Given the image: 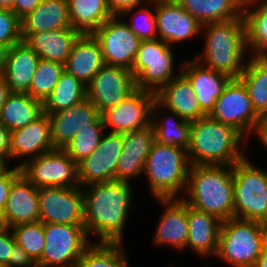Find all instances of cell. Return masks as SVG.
Masks as SVG:
<instances>
[{
  "label": "cell",
  "mask_w": 267,
  "mask_h": 267,
  "mask_svg": "<svg viewBox=\"0 0 267 267\" xmlns=\"http://www.w3.org/2000/svg\"><path fill=\"white\" fill-rule=\"evenodd\" d=\"M84 226L95 242L124 243V230L132 206V184L126 181L92 183L82 187Z\"/></svg>",
  "instance_id": "1"
},
{
  "label": "cell",
  "mask_w": 267,
  "mask_h": 267,
  "mask_svg": "<svg viewBox=\"0 0 267 267\" xmlns=\"http://www.w3.org/2000/svg\"><path fill=\"white\" fill-rule=\"evenodd\" d=\"M201 35L205 37V44L194 58L212 70L239 78L248 60L244 16L205 24Z\"/></svg>",
  "instance_id": "2"
},
{
  "label": "cell",
  "mask_w": 267,
  "mask_h": 267,
  "mask_svg": "<svg viewBox=\"0 0 267 267\" xmlns=\"http://www.w3.org/2000/svg\"><path fill=\"white\" fill-rule=\"evenodd\" d=\"M246 138L231 125L209 115L191 122L187 156L190 165L233 166L244 159L242 144Z\"/></svg>",
  "instance_id": "3"
},
{
  "label": "cell",
  "mask_w": 267,
  "mask_h": 267,
  "mask_svg": "<svg viewBox=\"0 0 267 267\" xmlns=\"http://www.w3.org/2000/svg\"><path fill=\"white\" fill-rule=\"evenodd\" d=\"M181 199L189 206L212 214L221 221L233 218V166L190 165Z\"/></svg>",
  "instance_id": "4"
},
{
  "label": "cell",
  "mask_w": 267,
  "mask_h": 267,
  "mask_svg": "<svg viewBox=\"0 0 267 267\" xmlns=\"http://www.w3.org/2000/svg\"><path fill=\"white\" fill-rule=\"evenodd\" d=\"M189 168L186 149L155 141L146 159L143 176H146L151 195L156 199L181 198Z\"/></svg>",
  "instance_id": "5"
},
{
  "label": "cell",
  "mask_w": 267,
  "mask_h": 267,
  "mask_svg": "<svg viewBox=\"0 0 267 267\" xmlns=\"http://www.w3.org/2000/svg\"><path fill=\"white\" fill-rule=\"evenodd\" d=\"M266 236L264 223L239 218L224 220L215 258L233 267H254L263 252Z\"/></svg>",
  "instance_id": "6"
},
{
  "label": "cell",
  "mask_w": 267,
  "mask_h": 267,
  "mask_svg": "<svg viewBox=\"0 0 267 267\" xmlns=\"http://www.w3.org/2000/svg\"><path fill=\"white\" fill-rule=\"evenodd\" d=\"M233 218L267 225V170L254 166L248 156L233 165Z\"/></svg>",
  "instance_id": "7"
},
{
  "label": "cell",
  "mask_w": 267,
  "mask_h": 267,
  "mask_svg": "<svg viewBox=\"0 0 267 267\" xmlns=\"http://www.w3.org/2000/svg\"><path fill=\"white\" fill-rule=\"evenodd\" d=\"M173 47L160 40H142L131 69L137 89L157 93L181 73L174 72Z\"/></svg>",
  "instance_id": "8"
},
{
  "label": "cell",
  "mask_w": 267,
  "mask_h": 267,
  "mask_svg": "<svg viewBox=\"0 0 267 267\" xmlns=\"http://www.w3.org/2000/svg\"><path fill=\"white\" fill-rule=\"evenodd\" d=\"M44 250L37 267H77L92 243L84 225L44 223Z\"/></svg>",
  "instance_id": "9"
},
{
  "label": "cell",
  "mask_w": 267,
  "mask_h": 267,
  "mask_svg": "<svg viewBox=\"0 0 267 267\" xmlns=\"http://www.w3.org/2000/svg\"><path fill=\"white\" fill-rule=\"evenodd\" d=\"M209 116L233 126L246 138L256 133L262 120L254 110L246 86L239 78H232L225 86Z\"/></svg>",
  "instance_id": "10"
},
{
  "label": "cell",
  "mask_w": 267,
  "mask_h": 267,
  "mask_svg": "<svg viewBox=\"0 0 267 267\" xmlns=\"http://www.w3.org/2000/svg\"><path fill=\"white\" fill-rule=\"evenodd\" d=\"M22 175L37 188L78 187V164L63 150L31 158L21 166Z\"/></svg>",
  "instance_id": "11"
},
{
  "label": "cell",
  "mask_w": 267,
  "mask_h": 267,
  "mask_svg": "<svg viewBox=\"0 0 267 267\" xmlns=\"http://www.w3.org/2000/svg\"><path fill=\"white\" fill-rule=\"evenodd\" d=\"M40 221L84 225V196L78 187L38 188Z\"/></svg>",
  "instance_id": "12"
},
{
  "label": "cell",
  "mask_w": 267,
  "mask_h": 267,
  "mask_svg": "<svg viewBox=\"0 0 267 267\" xmlns=\"http://www.w3.org/2000/svg\"><path fill=\"white\" fill-rule=\"evenodd\" d=\"M93 35L100 42L105 65L131 70L141 39L120 16H112Z\"/></svg>",
  "instance_id": "13"
},
{
  "label": "cell",
  "mask_w": 267,
  "mask_h": 267,
  "mask_svg": "<svg viewBox=\"0 0 267 267\" xmlns=\"http://www.w3.org/2000/svg\"><path fill=\"white\" fill-rule=\"evenodd\" d=\"M156 93L136 89L118 105L101 113L103 125L114 133L132 132L151 125Z\"/></svg>",
  "instance_id": "14"
},
{
  "label": "cell",
  "mask_w": 267,
  "mask_h": 267,
  "mask_svg": "<svg viewBox=\"0 0 267 267\" xmlns=\"http://www.w3.org/2000/svg\"><path fill=\"white\" fill-rule=\"evenodd\" d=\"M136 89L135 78L131 70L104 65L87 84V98L102 113L118 105Z\"/></svg>",
  "instance_id": "15"
},
{
  "label": "cell",
  "mask_w": 267,
  "mask_h": 267,
  "mask_svg": "<svg viewBox=\"0 0 267 267\" xmlns=\"http://www.w3.org/2000/svg\"><path fill=\"white\" fill-rule=\"evenodd\" d=\"M123 143V133L104 132L97 148L78 163V180L81 187L116 180Z\"/></svg>",
  "instance_id": "16"
},
{
  "label": "cell",
  "mask_w": 267,
  "mask_h": 267,
  "mask_svg": "<svg viewBox=\"0 0 267 267\" xmlns=\"http://www.w3.org/2000/svg\"><path fill=\"white\" fill-rule=\"evenodd\" d=\"M157 39L170 46L201 34L202 25L175 0H155Z\"/></svg>",
  "instance_id": "17"
},
{
  "label": "cell",
  "mask_w": 267,
  "mask_h": 267,
  "mask_svg": "<svg viewBox=\"0 0 267 267\" xmlns=\"http://www.w3.org/2000/svg\"><path fill=\"white\" fill-rule=\"evenodd\" d=\"M47 114L55 149H64L79 130L90 128V124L101 117L97 107L88 98L68 109Z\"/></svg>",
  "instance_id": "18"
},
{
  "label": "cell",
  "mask_w": 267,
  "mask_h": 267,
  "mask_svg": "<svg viewBox=\"0 0 267 267\" xmlns=\"http://www.w3.org/2000/svg\"><path fill=\"white\" fill-rule=\"evenodd\" d=\"M180 67L181 73L192 85L201 110L210 115L216 100L232 78L228 74L204 66L194 57L183 61Z\"/></svg>",
  "instance_id": "19"
},
{
  "label": "cell",
  "mask_w": 267,
  "mask_h": 267,
  "mask_svg": "<svg viewBox=\"0 0 267 267\" xmlns=\"http://www.w3.org/2000/svg\"><path fill=\"white\" fill-rule=\"evenodd\" d=\"M157 200L164 209L155 230V245L184 251L188 240V204L181 198Z\"/></svg>",
  "instance_id": "20"
},
{
  "label": "cell",
  "mask_w": 267,
  "mask_h": 267,
  "mask_svg": "<svg viewBox=\"0 0 267 267\" xmlns=\"http://www.w3.org/2000/svg\"><path fill=\"white\" fill-rule=\"evenodd\" d=\"M155 142V132L151 125L124 133L123 149L118 160L116 180L132 182L142 177L146 159Z\"/></svg>",
  "instance_id": "21"
},
{
  "label": "cell",
  "mask_w": 267,
  "mask_h": 267,
  "mask_svg": "<svg viewBox=\"0 0 267 267\" xmlns=\"http://www.w3.org/2000/svg\"><path fill=\"white\" fill-rule=\"evenodd\" d=\"M54 149L47 113H43L33 122L23 128L12 131L10 134L11 162L13 159H25L18 164L16 163L18 167L27 160Z\"/></svg>",
  "instance_id": "22"
},
{
  "label": "cell",
  "mask_w": 267,
  "mask_h": 267,
  "mask_svg": "<svg viewBox=\"0 0 267 267\" xmlns=\"http://www.w3.org/2000/svg\"><path fill=\"white\" fill-rule=\"evenodd\" d=\"M3 225L9 228L22 223L40 221L38 188L22 173L13 181L1 213Z\"/></svg>",
  "instance_id": "23"
},
{
  "label": "cell",
  "mask_w": 267,
  "mask_h": 267,
  "mask_svg": "<svg viewBox=\"0 0 267 267\" xmlns=\"http://www.w3.org/2000/svg\"><path fill=\"white\" fill-rule=\"evenodd\" d=\"M39 61V55L23 41L8 49L2 76L9 93L28 94Z\"/></svg>",
  "instance_id": "24"
},
{
  "label": "cell",
  "mask_w": 267,
  "mask_h": 267,
  "mask_svg": "<svg viewBox=\"0 0 267 267\" xmlns=\"http://www.w3.org/2000/svg\"><path fill=\"white\" fill-rule=\"evenodd\" d=\"M222 221L209 213L199 211L188 205V240L186 248L196 255L215 258Z\"/></svg>",
  "instance_id": "25"
},
{
  "label": "cell",
  "mask_w": 267,
  "mask_h": 267,
  "mask_svg": "<svg viewBox=\"0 0 267 267\" xmlns=\"http://www.w3.org/2000/svg\"><path fill=\"white\" fill-rule=\"evenodd\" d=\"M156 100L183 120L193 122L207 116L199 106L192 85L182 73L156 93Z\"/></svg>",
  "instance_id": "26"
},
{
  "label": "cell",
  "mask_w": 267,
  "mask_h": 267,
  "mask_svg": "<svg viewBox=\"0 0 267 267\" xmlns=\"http://www.w3.org/2000/svg\"><path fill=\"white\" fill-rule=\"evenodd\" d=\"M25 42L41 59L66 64L81 33L72 27L37 33H21Z\"/></svg>",
  "instance_id": "27"
},
{
  "label": "cell",
  "mask_w": 267,
  "mask_h": 267,
  "mask_svg": "<svg viewBox=\"0 0 267 267\" xmlns=\"http://www.w3.org/2000/svg\"><path fill=\"white\" fill-rule=\"evenodd\" d=\"M104 65L100 42L93 34H81L72 47L65 70L87 85Z\"/></svg>",
  "instance_id": "28"
},
{
  "label": "cell",
  "mask_w": 267,
  "mask_h": 267,
  "mask_svg": "<svg viewBox=\"0 0 267 267\" xmlns=\"http://www.w3.org/2000/svg\"><path fill=\"white\" fill-rule=\"evenodd\" d=\"M72 27L68 0H42L21 19V33H37Z\"/></svg>",
  "instance_id": "29"
},
{
  "label": "cell",
  "mask_w": 267,
  "mask_h": 267,
  "mask_svg": "<svg viewBox=\"0 0 267 267\" xmlns=\"http://www.w3.org/2000/svg\"><path fill=\"white\" fill-rule=\"evenodd\" d=\"M151 124L154 128L156 142L187 150L190 137V121L183 120L175 112L165 109L155 100L152 108Z\"/></svg>",
  "instance_id": "30"
},
{
  "label": "cell",
  "mask_w": 267,
  "mask_h": 267,
  "mask_svg": "<svg viewBox=\"0 0 267 267\" xmlns=\"http://www.w3.org/2000/svg\"><path fill=\"white\" fill-rule=\"evenodd\" d=\"M43 113L40 100L30 94L10 93L1 109L0 122L12 132L25 127Z\"/></svg>",
  "instance_id": "31"
},
{
  "label": "cell",
  "mask_w": 267,
  "mask_h": 267,
  "mask_svg": "<svg viewBox=\"0 0 267 267\" xmlns=\"http://www.w3.org/2000/svg\"><path fill=\"white\" fill-rule=\"evenodd\" d=\"M202 26L228 21L243 15V6L237 0H175Z\"/></svg>",
  "instance_id": "32"
},
{
  "label": "cell",
  "mask_w": 267,
  "mask_h": 267,
  "mask_svg": "<svg viewBox=\"0 0 267 267\" xmlns=\"http://www.w3.org/2000/svg\"><path fill=\"white\" fill-rule=\"evenodd\" d=\"M72 28L81 34H93L113 15L107 0H68Z\"/></svg>",
  "instance_id": "33"
},
{
  "label": "cell",
  "mask_w": 267,
  "mask_h": 267,
  "mask_svg": "<svg viewBox=\"0 0 267 267\" xmlns=\"http://www.w3.org/2000/svg\"><path fill=\"white\" fill-rule=\"evenodd\" d=\"M239 79L246 86L256 113L267 117V56H248Z\"/></svg>",
  "instance_id": "34"
},
{
  "label": "cell",
  "mask_w": 267,
  "mask_h": 267,
  "mask_svg": "<svg viewBox=\"0 0 267 267\" xmlns=\"http://www.w3.org/2000/svg\"><path fill=\"white\" fill-rule=\"evenodd\" d=\"M243 16L247 56H267V0H255L243 7Z\"/></svg>",
  "instance_id": "35"
},
{
  "label": "cell",
  "mask_w": 267,
  "mask_h": 267,
  "mask_svg": "<svg viewBox=\"0 0 267 267\" xmlns=\"http://www.w3.org/2000/svg\"><path fill=\"white\" fill-rule=\"evenodd\" d=\"M87 98V85L66 70L59 78L54 90L43 102L44 113L68 109Z\"/></svg>",
  "instance_id": "36"
},
{
  "label": "cell",
  "mask_w": 267,
  "mask_h": 267,
  "mask_svg": "<svg viewBox=\"0 0 267 267\" xmlns=\"http://www.w3.org/2000/svg\"><path fill=\"white\" fill-rule=\"evenodd\" d=\"M123 243L92 242L77 267H130Z\"/></svg>",
  "instance_id": "37"
},
{
  "label": "cell",
  "mask_w": 267,
  "mask_h": 267,
  "mask_svg": "<svg viewBox=\"0 0 267 267\" xmlns=\"http://www.w3.org/2000/svg\"><path fill=\"white\" fill-rule=\"evenodd\" d=\"M105 131L100 117L95 123L90 124V128L79 130L63 150L78 164L97 148Z\"/></svg>",
  "instance_id": "38"
},
{
  "label": "cell",
  "mask_w": 267,
  "mask_h": 267,
  "mask_svg": "<svg viewBox=\"0 0 267 267\" xmlns=\"http://www.w3.org/2000/svg\"><path fill=\"white\" fill-rule=\"evenodd\" d=\"M64 70L65 65L40 58L28 94L44 102L54 90Z\"/></svg>",
  "instance_id": "39"
},
{
  "label": "cell",
  "mask_w": 267,
  "mask_h": 267,
  "mask_svg": "<svg viewBox=\"0 0 267 267\" xmlns=\"http://www.w3.org/2000/svg\"><path fill=\"white\" fill-rule=\"evenodd\" d=\"M134 7L125 11L120 17L124 18L129 15V21L126 23L130 29L141 40L157 39V24L155 16V0H149L140 6L139 9ZM136 10V11H135Z\"/></svg>",
  "instance_id": "40"
},
{
  "label": "cell",
  "mask_w": 267,
  "mask_h": 267,
  "mask_svg": "<svg viewBox=\"0 0 267 267\" xmlns=\"http://www.w3.org/2000/svg\"><path fill=\"white\" fill-rule=\"evenodd\" d=\"M11 230L16 243L37 262L42 256L45 245L44 223L41 221L22 223L11 227Z\"/></svg>",
  "instance_id": "41"
},
{
  "label": "cell",
  "mask_w": 267,
  "mask_h": 267,
  "mask_svg": "<svg viewBox=\"0 0 267 267\" xmlns=\"http://www.w3.org/2000/svg\"><path fill=\"white\" fill-rule=\"evenodd\" d=\"M21 41V19L11 9L0 8V43L10 48Z\"/></svg>",
  "instance_id": "42"
},
{
  "label": "cell",
  "mask_w": 267,
  "mask_h": 267,
  "mask_svg": "<svg viewBox=\"0 0 267 267\" xmlns=\"http://www.w3.org/2000/svg\"><path fill=\"white\" fill-rule=\"evenodd\" d=\"M15 244L16 240L11 228L0 227V265L5 267L8 264L9 256L12 254Z\"/></svg>",
  "instance_id": "43"
},
{
  "label": "cell",
  "mask_w": 267,
  "mask_h": 267,
  "mask_svg": "<svg viewBox=\"0 0 267 267\" xmlns=\"http://www.w3.org/2000/svg\"><path fill=\"white\" fill-rule=\"evenodd\" d=\"M21 174V169L18 166L12 168L5 174L0 176V213L5 208L13 181Z\"/></svg>",
  "instance_id": "44"
},
{
  "label": "cell",
  "mask_w": 267,
  "mask_h": 267,
  "mask_svg": "<svg viewBox=\"0 0 267 267\" xmlns=\"http://www.w3.org/2000/svg\"><path fill=\"white\" fill-rule=\"evenodd\" d=\"M5 267H37L36 262L19 245L15 244Z\"/></svg>",
  "instance_id": "45"
},
{
  "label": "cell",
  "mask_w": 267,
  "mask_h": 267,
  "mask_svg": "<svg viewBox=\"0 0 267 267\" xmlns=\"http://www.w3.org/2000/svg\"><path fill=\"white\" fill-rule=\"evenodd\" d=\"M149 0H107L108 7L113 16H121L125 11L140 7Z\"/></svg>",
  "instance_id": "46"
},
{
  "label": "cell",
  "mask_w": 267,
  "mask_h": 267,
  "mask_svg": "<svg viewBox=\"0 0 267 267\" xmlns=\"http://www.w3.org/2000/svg\"><path fill=\"white\" fill-rule=\"evenodd\" d=\"M42 0H16L11 9L20 19L32 12Z\"/></svg>",
  "instance_id": "47"
},
{
  "label": "cell",
  "mask_w": 267,
  "mask_h": 267,
  "mask_svg": "<svg viewBox=\"0 0 267 267\" xmlns=\"http://www.w3.org/2000/svg\"><path fill=\"white\" fill-rule=\"evenodd\" d=\"M10 130L0 122V157L11 161Z\"/></svg>",
  "instance_id": "48"
},
{
  "label": "cell",
  "mask_w": 267,
  "mask_h": 267,
  "mask_svg": "<svg viewBox=\"0 0 267 267\" xmlns=\"http://www.w3.org/2000/svg\"><path fill=\"white\" fill-rule=\"evenodd\" d=\"M255 135L267 150V117L262 118Z\"/></svg>",
  "instance_id": "49"
},
{
  "label": "cell",
  "mask_w": 267,
  "mask_h": 267,
  "mask_svg": "<svg viewBox=\"0 0 267 267\" xmlns=\"http://www.w3.org/2000/svg\"><path fill=\"white\" fill-rule=\"evenodd\" d=\"M9 94L10 93L7 81L4 79L2 75H0V113Z\"/></svg>",
  "instance_id": "50"
},
{
  "label": "cell",
  "mask_w": 267,
  "mask_h": 267,
  "mask_svg": "<svg viewBox=\"0 0 267 267\" xmlns=\"http://www.w3.org/2000/svg\"><path fill=\"white\" fill-rule=\"evenodd\" d=\"M254 267H267V236L263 244V252L257 259V262Z\"/></svg>",
  "instance_id": "51"
},
{
  "label": "cell",
  "mask_w": 267,
  "mask_h": 267,
  "mask_svg": "<svg viewBox=\"0 0 267 267\" xmlns=\"http://www.w3.org/2000/svg\"><path fill=\"white\" fill-rule=\"evenodd\" d=\"M8 49L9 48L6 45L0 43V75L3 74L5 68Z\"/></svg>",
  "instance_id": "52"
},
{
  "label": "cell",
  "mask_w": 267,
  "mask_h": 267,
  "mask_svg": "<svg viewBox=\"0 0 267 267\" xmlns=\"http://www.w3.org/2000/svg\"><path fill=\"white\" fill-rule=\"evenodd\" d=\"M11 162H8L6 158L0 157V176L5 175L12 167Z\"/></svg>",
  "instance_id": "53"
},
{
  "label": "cell",
  "mask_w": 267,
  "mask_h": 267,
  "mask_svg": "<svg viewBox=\"0 0 267 267\" xmlns=\"http://www.w3.org/2000/svg\"><path fill=\"white\" fill-rule=\"evenodd\" d=\"M16 0H0V8L12 9Z\"/></svg>",
  "instance_id": "54"
},
{
  "label": "cell",
  "mask_w": 267,
  "mask_h": 267,
  "mask_svg": "<svg viewBox=\"0 0 267 267\" xmlns=\"http://www.w3.org/2000/svg\"><path fill=\"white\" fill-rule=\"evenodd\" d=\"M243 7L247 6L248 4L252 3L255 0H237Z\"/></svg>",
  "instance_id": "55"
},
{
  "label": "cell",
  "mask_w": 267,
  "mask_h": 267,
  "mask_svg": "<svg viewBox=\"0 0 267 267\" xmlns=\"http://www.w3.org/2000/svg\"><path fill=\"white\" fill-rule=\"evenodd\" d=\"M4 226L3 225V221H2V216H1V213H0V227Z\"/></svg>",
  "instance_id": "56"
}]
</instances>
